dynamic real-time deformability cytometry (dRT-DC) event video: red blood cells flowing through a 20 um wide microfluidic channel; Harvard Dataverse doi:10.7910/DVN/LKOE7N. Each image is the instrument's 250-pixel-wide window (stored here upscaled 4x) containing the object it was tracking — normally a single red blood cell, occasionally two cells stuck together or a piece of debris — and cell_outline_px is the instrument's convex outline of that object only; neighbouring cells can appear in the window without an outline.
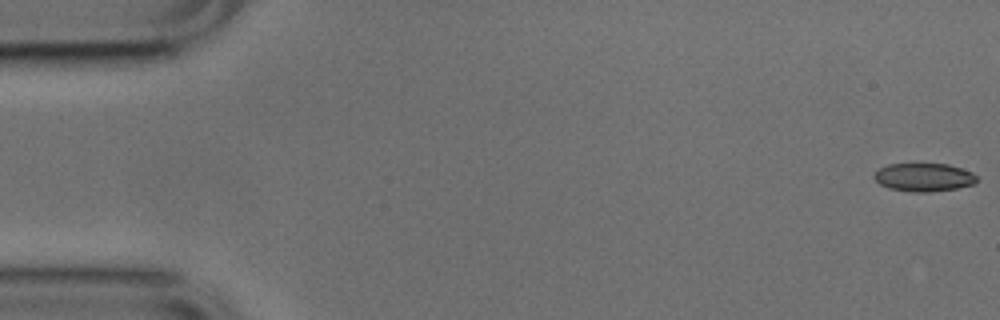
{"species": "common noctule bat (a hibernating species)", "species_latin": "Nyctalus noctula", "temperature_condition": "cold", "stored_images_in_passage": 45, "camera_frame_rate_fps": 3000, "um_per_image_px": 0.085, "animal": {"sex": "male", "body_mass_g": 17.9, "forearm_length_mm": 54.2}, "frame": {"image": 1, "passage_image": 1, "time_ms": 0.0, "image_size_px": [1000, 320], "cell_outline_px": [[976, 184], [956, 188], [928, 192], [912, 192], [888, 188], [880, 184], [872, 176], [880, 168], [888, 164], [948, 164], [972, 172], [976, 176]], "centroid_in_image_um": [78.52, 15.07], "position_along_channel_um": 6.5, "area_um2": 16.82}}
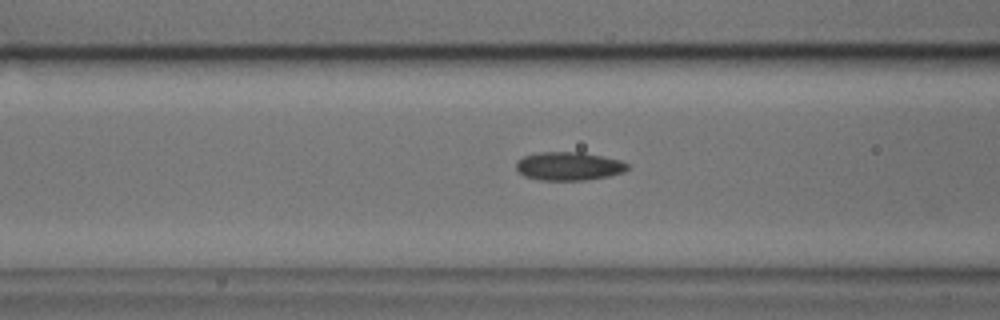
{"frame": {"image": 2, "passage_image": 20, "time_ms": 6.333, "image_size_px": [1000, 320], "cell_outline_px": [[628, 168], [624, 172], [608, 176], [584, 180], [540, 180], [524, 176], [516, 168], [516, 160], [524, 156], [540, 152], [584, 152], [620, 160], [628, 164]], "centroid_in_image_um": [48.33, 14.12], "position_along_channel_um": 118.3, "area_um2": 18.44}}
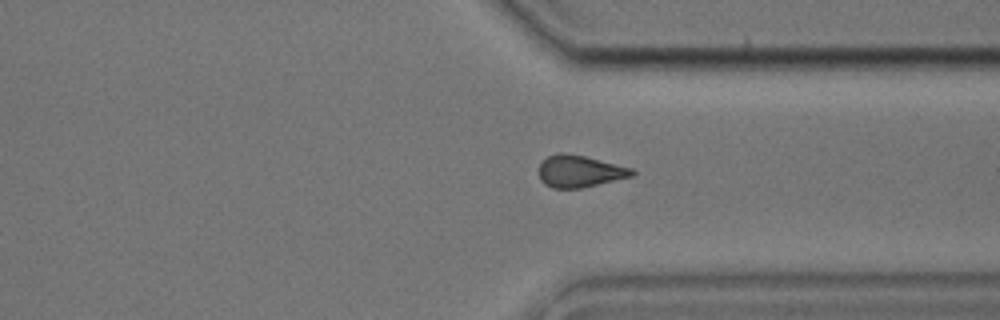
{"frame": {"image": 3, "passage_image": 39, "time_ms": 12.667, "image_size_px": [1000, 320], "cell_outline_px": [[636, 172], [632, 176], [580, 188], [552, 188], [544, 184], [540, 180], [540, 164], [548, 156], [560, 152], [564, 152], [584, 156], [632, 168]], "centroid_in_image_um": [49.25, 14.56], "position_along_channel_um": 362.1, "area_um2": 17.11}, "authors_computed_cell_mechanics": {"area_um2": 17.7446, "velocity_mm_per_s": 3.8502, "shape_relaxation_time_tau1_ms": null, "shape_relaxation_time_tau2_ms": 2.4275, "deformation_change_tau1": null, "deformation_change_tau2": 0.0836}}